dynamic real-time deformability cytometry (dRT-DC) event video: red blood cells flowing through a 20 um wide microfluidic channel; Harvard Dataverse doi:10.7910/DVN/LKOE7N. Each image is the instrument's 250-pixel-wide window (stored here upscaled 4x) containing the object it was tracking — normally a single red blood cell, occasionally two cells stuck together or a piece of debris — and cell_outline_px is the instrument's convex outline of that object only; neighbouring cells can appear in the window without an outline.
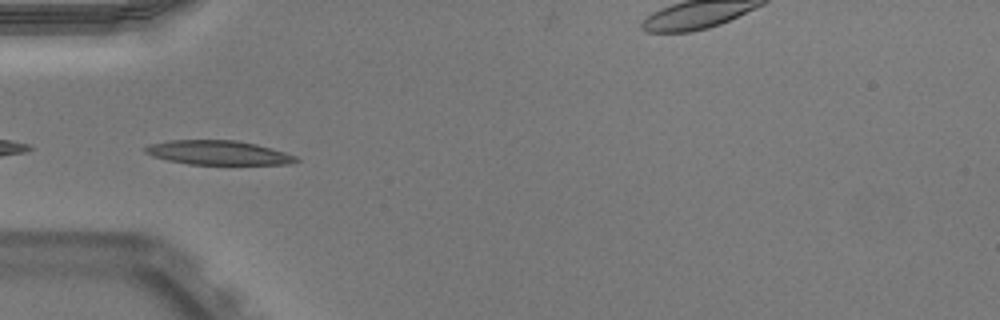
{"species": "Egyptian fruit bat (a non-hibernating species)", "species_latin": "Rousettus aegyptiacus", "temperature_condition": "warm", "stored_images_in_passage": 35, "camera_frame_rate_fps": 3000, "um_per_image_px": 0.085, "animal": {"sex": "male"}, "frame": {"image": 1, "passage_image": 1, "time_ms": 0.0, "image_size_px": [1000, 320], "cell_outline_px": [[300, 160], [288, 164], [188, 164], [168, 160], [152, 156], [144, 152], [144, 148], [148, 144], [168, 140], [236, 140], [256, 144], [284, 152], [296, 156]], "centroid_in_image_um": [18.5, 12.97], "position_along_channel_um": 66.5, "area_um2": 21.21}, "authors_computed_cell_mechanics": {"area_um2": 21.2704, "velocity_mm_per_s": 3.9371, "shape_relaxation_time_tau1_ms": 2.3509, "shape_relaxation_time_tau2_ms": 1.4462, "deformation_change_tau1": 0.109, "deformation_change_tau2": 0.079}}